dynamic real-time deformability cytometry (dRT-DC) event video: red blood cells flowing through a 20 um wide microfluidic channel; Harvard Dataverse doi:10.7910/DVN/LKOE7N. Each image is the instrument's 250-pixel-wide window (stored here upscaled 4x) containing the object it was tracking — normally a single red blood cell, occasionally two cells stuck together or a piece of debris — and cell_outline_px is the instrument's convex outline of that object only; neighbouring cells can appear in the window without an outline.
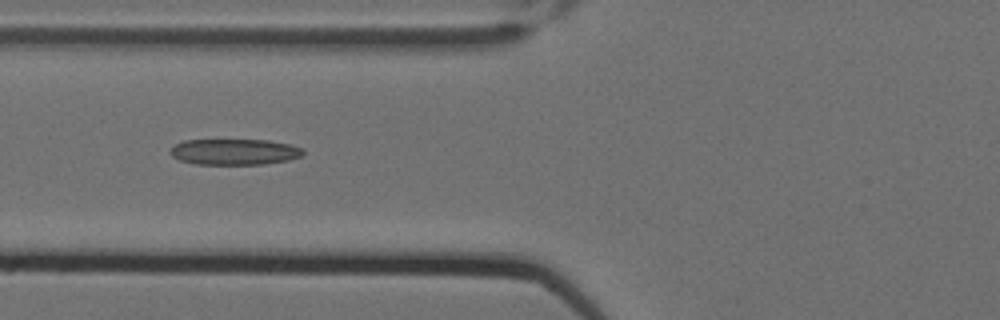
{"species": "Egyptian fruit bat (a non-hibernating species)", "species_latin": "Rousettus aegyptiacus", "temperature_condition": "cold", "stored_images_in_passage": 4, "camera_frame_rate_fps": 3000, "um_per_image_px": 0.085, "animal": {"sex": "female"}, "frame": {"image": 1, "passage_image": 3, "time_ms": 0.667, "image_size_px": [1000, 320], "cell_outline_px": [[304, 152], [300, 156], [288, 160], [264, 164], [196, 164], [180, 160], [172, 156], [168, 152], [176, 144], [184, 140], [268, 140], [288, 144], [300, 148]], "centroid_in_image_um": [19.89, 12.91], "position_along_channel_um": 105.9, "area_um2": 19.88}}
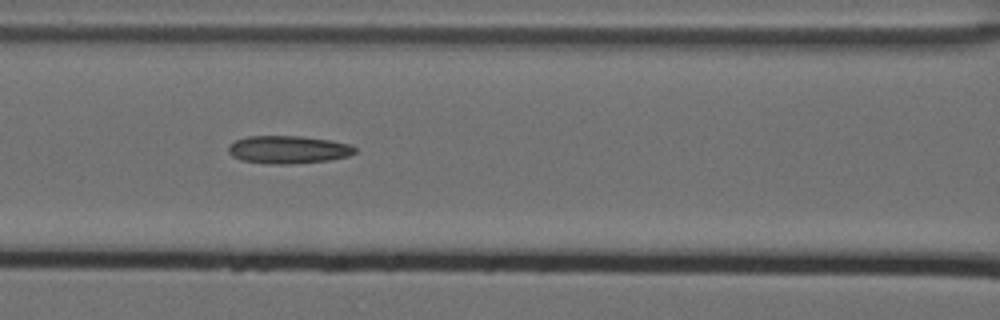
{"frame": {"image": 2, "passage_image": 4, "time_ms": 1.0, "image_size_px": [1000, 320], "cell_outline_px": [[356, 152], [348, 156], [332, 160], [288, 164], [272, 164], [240, 160], [232, 156], [228, 152], [228, 144], [236, 140], [248, 136], [300, 136], [332, 140], [352, 144], [356, 148]], "centroid_in_image_um": [24.52, 12.71], "position_along_channel_um": 142.1, "area_um2": 20.75}}